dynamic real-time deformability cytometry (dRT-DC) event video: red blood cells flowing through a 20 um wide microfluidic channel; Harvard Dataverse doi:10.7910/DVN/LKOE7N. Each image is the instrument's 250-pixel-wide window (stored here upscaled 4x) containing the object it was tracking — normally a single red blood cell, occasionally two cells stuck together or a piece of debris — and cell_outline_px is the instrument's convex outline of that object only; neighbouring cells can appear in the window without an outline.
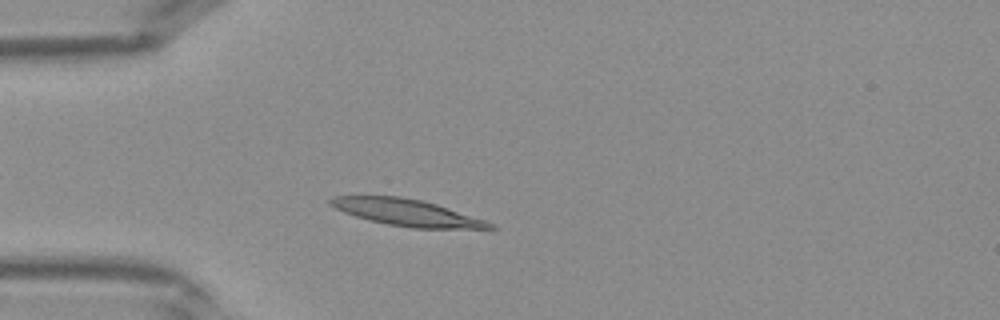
{"species": "Egyptian fruit bat (a non-hibernating species)", "species_latin": "Rousettus aegyptiacus", "temperature_condition": "warm", "stored_images_in_passage": 36, "camera_frame_rate_fps": 3000, "um_per_image_px": 0.085, "frame": {"image": 1, "passage_image": 6, "time_ms": 1.667, "image_size_px": [1000, 320], "cell_outline_px": [[500, 228], [412, 228], [388, 224], [368, 220], [344, 212], [328, 204], [328, 200], [332, 196], [400, 196], [420, 200], [436, 204], [496, 224]], "centroid_in_image_um": [34.55, 18.06], "position_along_channel_um": 50.4, "area_um2": 24.45}}
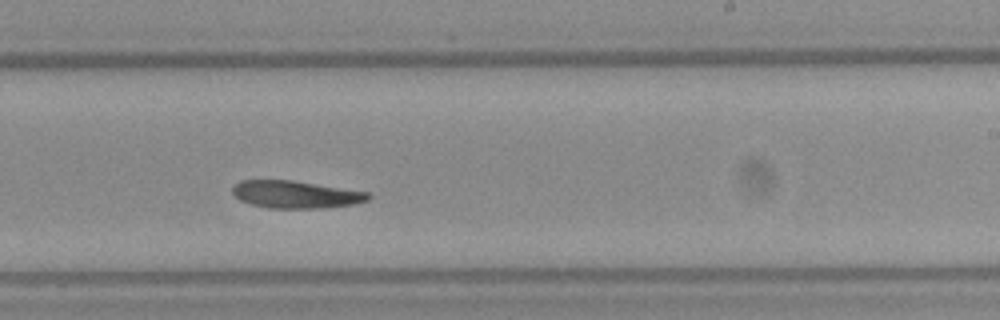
{"frame": {"image": 2, "passage_image": 20, "time_ms": 6.333, "image_size_px": [1000, 320], "cell_outline_px": [[372, 196], [368, 200], [356, 204], [324, 208], [268, 208], [252, 204], [240, 200], [232, 192], [232, 184], [240, 180], [292, 180], [372, 192]], "centroid_in_image_um": [25.18, 16.52], "position_along_channel_um": 263.8, "area_um2": 22.02}}
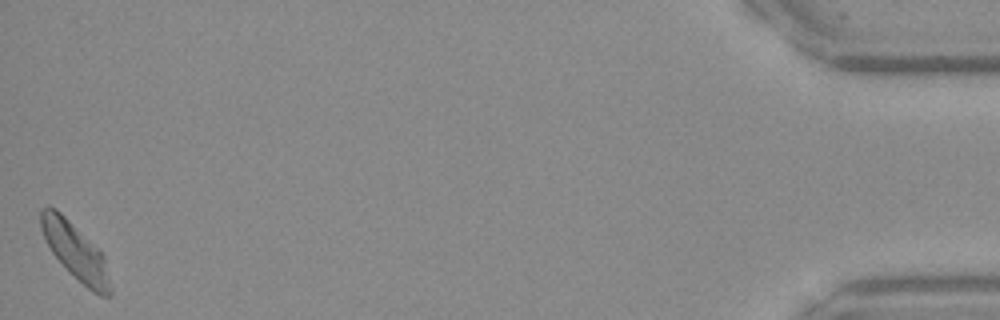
{"frame": {"image": 3, "passage_image": 36, "time_ms": 11.667, "image_size_px": [1000, 320], "cell_outline_px": [[112, 292], [108, 296], [100, 296], [92, 292], [52, 252], [40, 228], [40, 212], [44, 208], [52, 208], [60, 212], [100, 248], [104, 256]], "centroid_in_image_um": [6.45, 21.35], "position_along_channel_um": 428.8, "area_um2": 22.2}}